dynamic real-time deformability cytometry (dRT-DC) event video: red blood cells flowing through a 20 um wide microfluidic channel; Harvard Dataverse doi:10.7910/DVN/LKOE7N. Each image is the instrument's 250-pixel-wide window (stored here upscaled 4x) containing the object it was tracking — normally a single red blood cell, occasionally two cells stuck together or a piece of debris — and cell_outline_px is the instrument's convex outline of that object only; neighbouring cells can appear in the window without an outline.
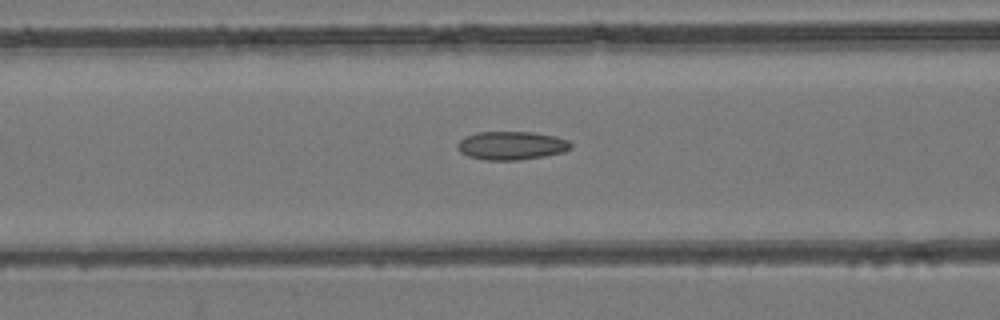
{"species": "common noctule bat (a hibernating species)", "species_latin": "Nyctalus noctula", "temperature_condition": "room temperature", "stored_images_in_passage": 39, "camera_frame_rate_fps": 3000, "um_per_image_px": 0.085, "animal": {"sex": "female", "body_mass_g": 24.6, "forearm_length_mm": 56.2}, "frame": {"image": 1, "passage_image": 10, "time_ms": 3.0, "image_size_px": [1000, 320], "cell_outline_px": [[572, 148], [564, 152], [544, 156], [516, 160], [484, 160], [468, 156], [460, 152], [456, 148], [456, 144], [464, 136], [476, 132], [532, 132], [556, 136], [568, 140], [572, 144]], "centroid_in_image_um": [43.46, 12.37], "position_along_channel_um": 123.1, "area_um2": 18.96}}
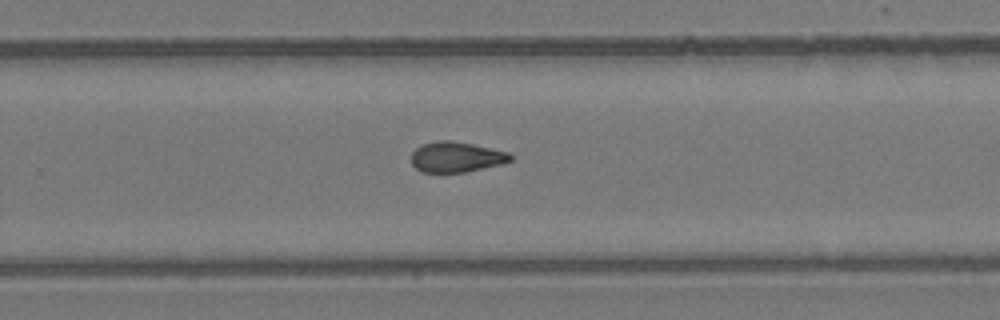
{"frame": {"image": 2, "passage_image": 22, "time_ms": 7.0, "image_size_px": [1000, 320], "cell_outline_px": [[512, 160], [504, 164], [464, 172], [420, 172], [412, 164], [412, 152], [416, 148], [424, 144], [440, 140], [452, 140], [472, 144], [508, 152], [512, 156]], "centroid_in_image_um": [38.8, 13.35], "position_along_channel_um": 291.0, "area_um2": 17.51}}
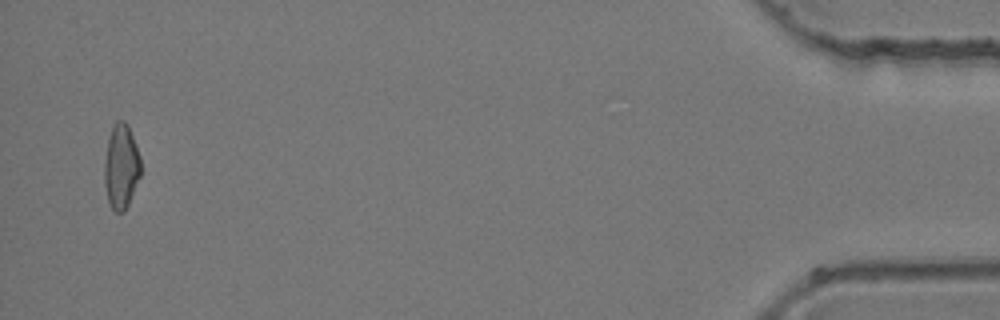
{"frame": {"image": 3, "passage_image": 38, "time_ms": 12.333, "image_size_px": [1000, 320], "cell_outline_px": [[140, 176], [128, 204], [124, 212], [116, 212], [112, 208], [108, 200], [104, 184], [104, 164], [108, 140], [112, 128], [116, 120], [124, 120], [128, 124], [136, 144], [140, 156]], "centroid_in_image_um": [10.3, 14.14], "position_along_channel_um": 424.9, "area_um2": 17.86}}